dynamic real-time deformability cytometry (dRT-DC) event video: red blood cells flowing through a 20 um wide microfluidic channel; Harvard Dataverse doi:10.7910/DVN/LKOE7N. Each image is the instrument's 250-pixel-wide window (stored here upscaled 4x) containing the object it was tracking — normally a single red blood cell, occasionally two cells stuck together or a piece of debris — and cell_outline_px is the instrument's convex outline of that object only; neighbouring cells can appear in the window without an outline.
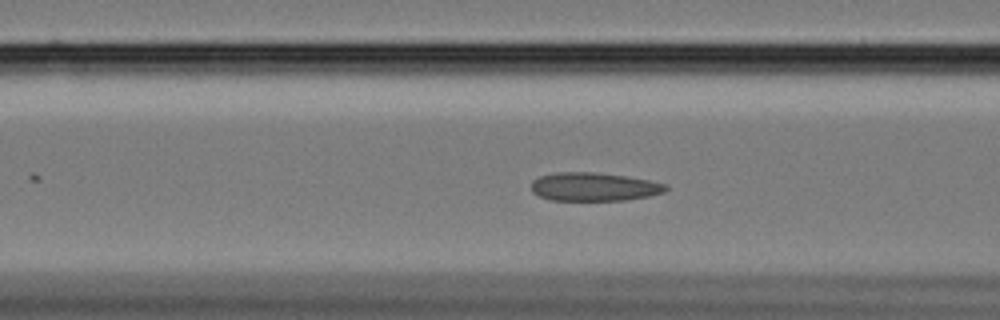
{"species": "Egyptian fruit bat (a non-hibernating species)", "species_latin": "Rousettus aegyptiacus", "temperature_condition": "cold", "stored_images_in_passage": 36, "camera_frame_rate_fps": 3000, "um_per_image_px": 0.085, "animal": {"sex": "female"}, "frame": {"image": 1, "passage_image": 23, "time_ms": 7.333, "image_size_px": [1000, 320], "cell_outline_px": [[668, 188], [664, 192], [648, 196], [624, 200], [548, 200], [532, 192], [532, 180], [540, 176], [556, 172], [596, 172], [624, 176], [648, 180], [668, 184]], "centroid_in_image_um": [50.47, 15.87], "position_along_channel_um": 116.1, "area_um2": 22.25}}
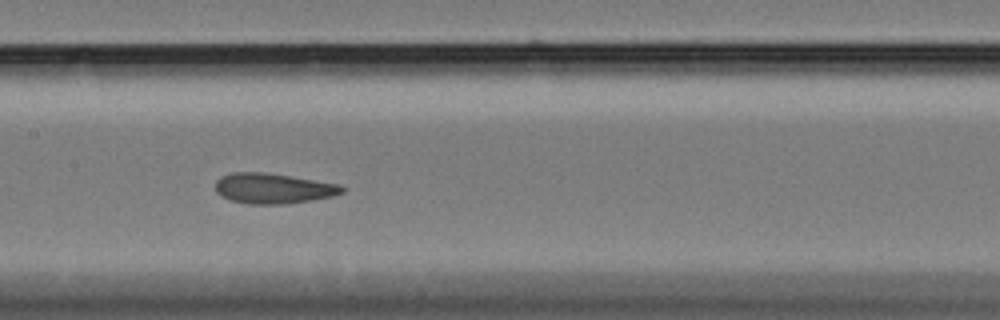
{"frame": {"image": 2, "passage_image": 29, "time_ms": 9.333, "image_size_px": [1000, 320], "cell_outline_px": [[348, 188], [344, 192], [332, 196], [312, 200], [288, 204], [248, 204], [232, 200], [220, 196], [216, 192], [216, 180], [220, 176], [232, 172], [264, 172], [292, 176], [340, 184]], "centroid_in_image_um": [23.24, 16.01], "position_along_channel_um": 184.2, "area_um2": 22.66}}
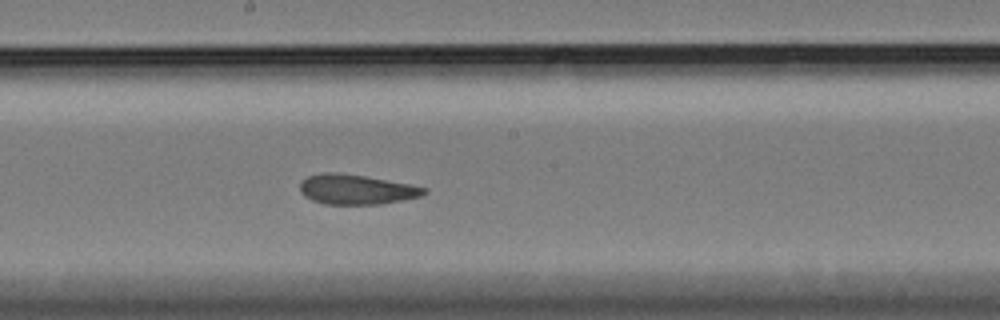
{"frame": {"image": 3, "passage_image": 32, "time_ms": 10.333, "image_size_px": [1000, 320], "cell_outline_px": [[428, 192], [420, 196], [404, 200], [380, 204], [324, 204], [312, 200], [304, 196], [300, 192], [300, 184], [308, 176], [324, 172], [336, 172], [364, 176], [412, 184], [428, 188]], "centroid_in_image_um": [30.32, 16.1], "position_along_channel_um": 217.9, "area_um2": 21.68}}